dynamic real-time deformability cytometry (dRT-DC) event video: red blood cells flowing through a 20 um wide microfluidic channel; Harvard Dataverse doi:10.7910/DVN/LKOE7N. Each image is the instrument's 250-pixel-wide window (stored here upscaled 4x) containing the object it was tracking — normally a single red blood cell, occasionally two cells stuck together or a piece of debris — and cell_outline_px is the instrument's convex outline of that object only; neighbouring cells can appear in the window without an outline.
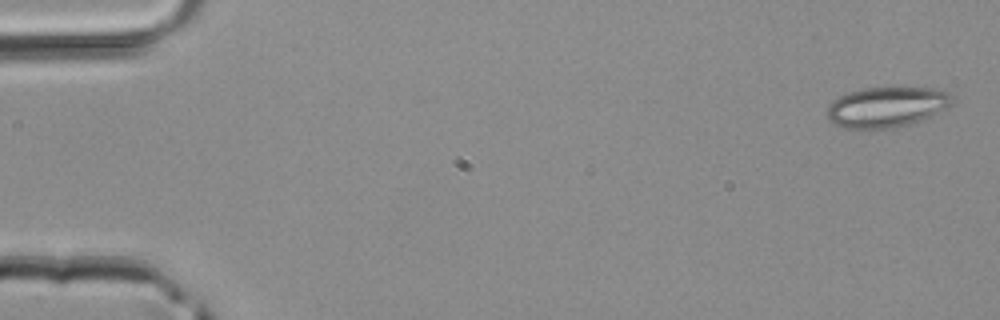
{"species": "common noctule bat (a hibernating species)", "species_latin": "Nyctalus noctula", "temperature_condition": "room temperature", "stored_images_in_passage": 3, "camera_frame_rate_fps": 3000, "um_per_image_px": 0.085, "animal": {"sex": "male", "body_mass_g": 20.4}, "frame": {"image": 1, "passage_image": 1, "time_ms": 0.0, "image_size_px": [1000, 320], "cell_outline_px": [[956, 100], [952, 104], [932, 116], [912, 124], [892, 128], [844, 128], [828, 120], [828, 104], [832, 100], [848, 92], [864, 88], [932, 88], [952, 92]], "centroid_in_image_um": [75.42, 9.09], "position_along_channel_um": 9.6, "area_um2": 29.65}}